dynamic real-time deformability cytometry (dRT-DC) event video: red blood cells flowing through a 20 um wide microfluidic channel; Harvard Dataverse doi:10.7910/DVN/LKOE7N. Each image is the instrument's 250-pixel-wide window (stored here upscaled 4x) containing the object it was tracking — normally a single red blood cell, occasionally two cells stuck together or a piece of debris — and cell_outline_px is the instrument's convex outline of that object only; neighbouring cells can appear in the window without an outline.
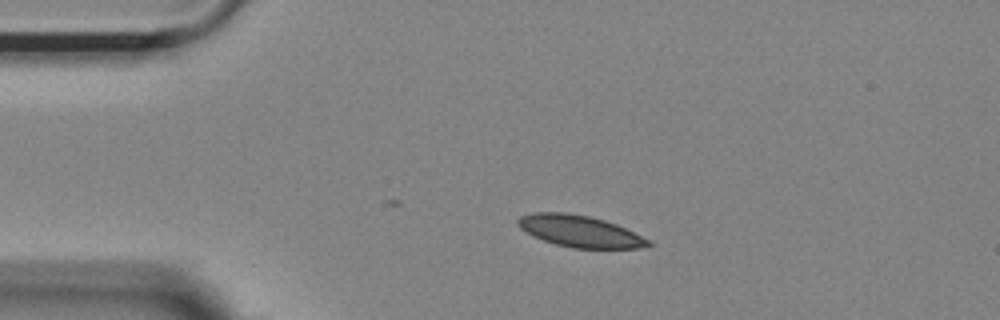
{"species": "Egyptian fruit bat (a non-hibernating species)", "species_latin": "Rousettus aegyptiacus", "temperature_condition": "room temperature", "stored_images_in_passage": 16, "camera_frame_rate_fps": 3000, "um_per_image_px": 0.085, "animal": {"sex": "female"}, "frame": {"image": 1, "passage_image": 1, "time_ms": 0.0, "image_size_px": [1000, 320], "cell_outline_px": [[652, 244], [640, 248], [572, 248], [556, 244], [532, 236], [520, 228], [516, 224], [516, 220], [520, 216], [532, 212], [564, 212], [588, 216], [604, 220], [616, 224], [652, 240]], "centroid_in_image_um": [49.27, 19.65], "position_along_channel_um": 35.7, "area_um2": 24.1}}
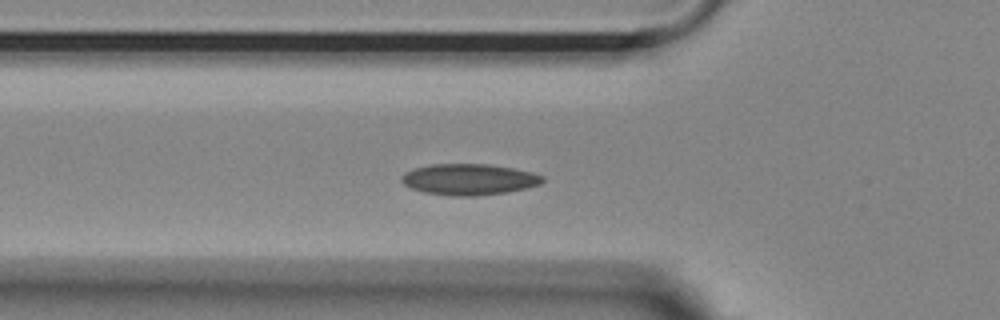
{"frame": {"image": 2, "passage_image": 8, "time_ms": 2.333, "image_size_px": [1000, 320], "cell_outline_px": [[544, 180], [540, 184], [528, 188], [508, 192], [476, 196], [452, 196], [424, 192], [412, 188], [404, 184], [400, 180], [404, 172], [416, 168], [432, 164], [488, 164], [512, 168], [532, 172], [544, 176]], "centroid_in_image_um": [39.89, 15.25], "position_along_channel_um": 85.9, "area_um2": 25.61}}
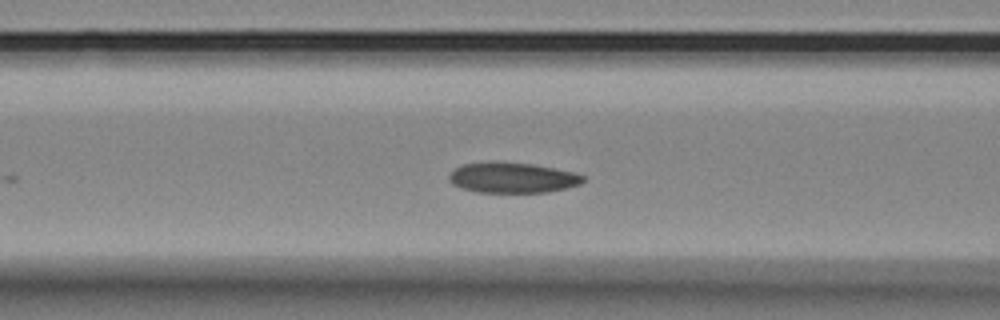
{"frame": {"image": 3, "passage_image": 11, "time_ms": 3.333, "image_size_px": [1000, 320], "cell_outline_px": [[584, 180], [580, 184], [548, 192], [476, 192], [460, 188], [452, 184], [448, 180], [448, 176], [456, 168], [464, 164], [492, 160], [532, 164], [576, 172], [584, 176]], "centroid_in_image_um": [43.52, 15.09], "position_along_channel_um": 123.1, "area_um2": 23.99}}